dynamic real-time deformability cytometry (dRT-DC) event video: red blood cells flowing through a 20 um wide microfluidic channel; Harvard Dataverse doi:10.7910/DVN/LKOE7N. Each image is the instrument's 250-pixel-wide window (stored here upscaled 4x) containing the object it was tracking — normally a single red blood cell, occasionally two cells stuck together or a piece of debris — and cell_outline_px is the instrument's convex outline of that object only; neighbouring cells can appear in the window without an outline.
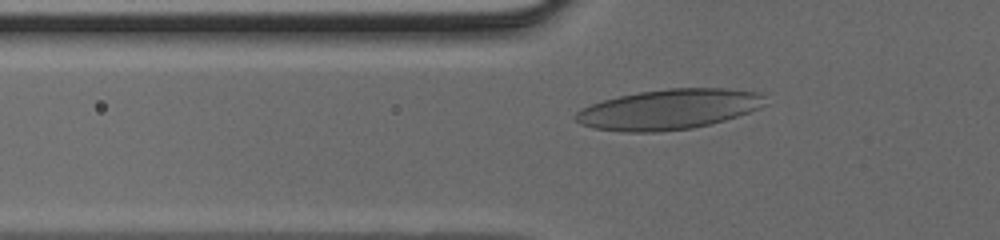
{"species": "human", "species_latin": "Homo sapiens", "temperature_condition": "cold", "stored_images_in_passage": 36, "camera_frame_rate_fps": 3000, "um_per_image_px": 0.085, "donor": {"sex": "male"}, "frame": {"image": 1, "passage_image": 9, "time_ms": 2.667, "image_size_px": [1000, 240], "cell_outline_px": [[768, 104], [760, 108], [724, 120], [692, 128], [660, 132], [624, 132], [592, 128], [580, 124], [572, 116], [580, 108], [604, 100], [620, 96], [640, 92], [668, 88], [724, 88], [756, 92], [764, 96]], "centroid_in_image_um": [56.82, 9.3], "position_along_channel_um": 69.0, "area_um2": 44.39}}
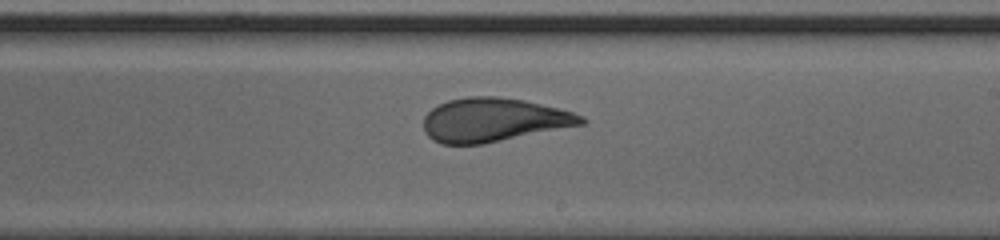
{"frame": {"image": 2, "passage_image": 21, "time_ms": 6.667, "image_size_px": [1000, 240], "cell_outline_px": [[588, 120], [584, 124], [484, 144], [440, 144], [432, 140], [424, 132], [424, 116], [432, 108], [448, 100], [468, 96], [500, 96], [524, 100], [560, 108], [584, 116]], "centroid_in_image_um": [41.96, 10.19], "position_along_channel_um": 247.0, "area_um2": 40.46}}
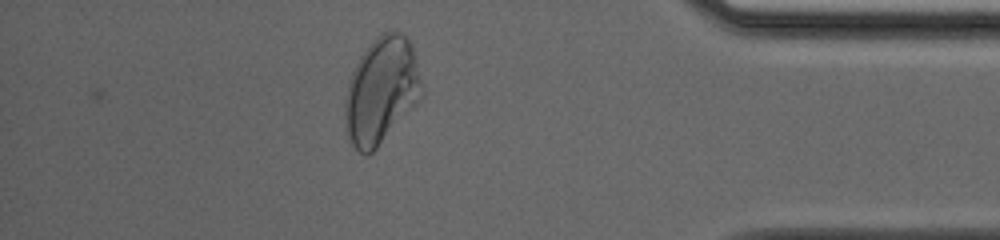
{"frame": {"image": 3, "passage_image": 33, "time_ms": 10.667, "image_size_px": [1000, 240], "cell_outline_px": [[424, 96], [376, 148], [368, 156], [360, 152], [352, 144], [348, 136], [344, 116], [344, 100], [348, 84], [352, 72], [360, 56], [376, 36], [384, 32], [400, 32], [408, 40], [412, 48], [416, 60]], "centroid_in_image_um": [32.4, 7.71], "position_along_channel_um": 402.8, "area_um2": 47.22}}